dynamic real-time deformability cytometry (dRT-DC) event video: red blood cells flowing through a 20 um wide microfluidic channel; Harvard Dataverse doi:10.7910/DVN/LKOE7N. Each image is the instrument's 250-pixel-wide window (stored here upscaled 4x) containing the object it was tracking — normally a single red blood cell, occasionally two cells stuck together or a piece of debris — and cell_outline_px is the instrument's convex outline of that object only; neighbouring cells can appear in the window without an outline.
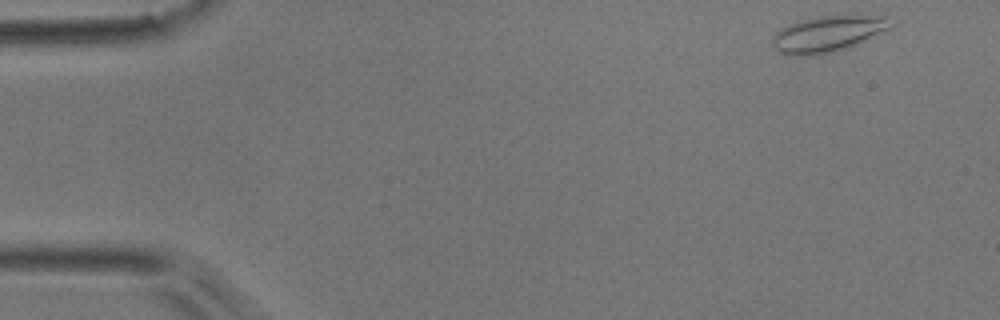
{"species": "common noctule bat (a hibernating species)", "species_latin": "Nyctalus noctula", "temperature_condition": "room temperature", "stored_images_in_passage": 9, "camera_frame_rate_fps": 3000, "um_per_image_px": 0.085, "animal": {"sex": "male", "body_mass_g": 17.9}, "frame": {"image": 1, "passage_image": 1, "time_ms": 0.0, "image_size_px": [1000, 320], "cell_outline_px": [[896, 24], [848, 48], [816, 56], [792, 56], [780, 52], [772, 44], [772, 36], [776, 32], [800, 20], [820, 16], [892, 16]], "centroid_in_image_um": [70.38, 2.89], "position_along_channel_um": 14.6, "area_um2": 24.68}}